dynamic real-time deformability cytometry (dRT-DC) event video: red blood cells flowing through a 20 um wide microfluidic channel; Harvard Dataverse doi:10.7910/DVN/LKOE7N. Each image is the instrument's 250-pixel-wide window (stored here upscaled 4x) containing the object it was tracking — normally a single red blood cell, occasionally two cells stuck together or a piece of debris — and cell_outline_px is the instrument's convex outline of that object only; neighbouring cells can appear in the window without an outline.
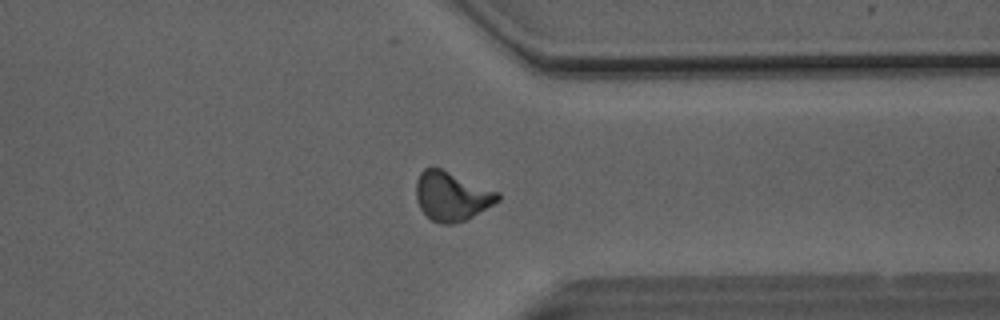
{"species": "Egyptian fruit bat (a non-hibernating species)", "species_latin": "Rousettus aegyptiacus", "temperature_condition": "room temperature", "stored_images_in_passage": 49, "camera_frame_rate_fps": 3000, "um_per_image_px": 0.085, "animal": {"sex": "male"}, "frame": {"image": 1, "passage_image": 38, "time_ms": 12.333, "image_size_px": [1000, 320], "cell_outline_px": [[500, 200], [472, 216], [464, 220], [452, 224], [440, 224], [432, 220], [420, 208], [416, 200], [416, 180], [420, 172], [424, 168], [440, 168], [500, 192]], "centroid_in_image_um": [38.38, 16.67], "position_along_channel_um": 373.0, "area_um2": 23.18}}
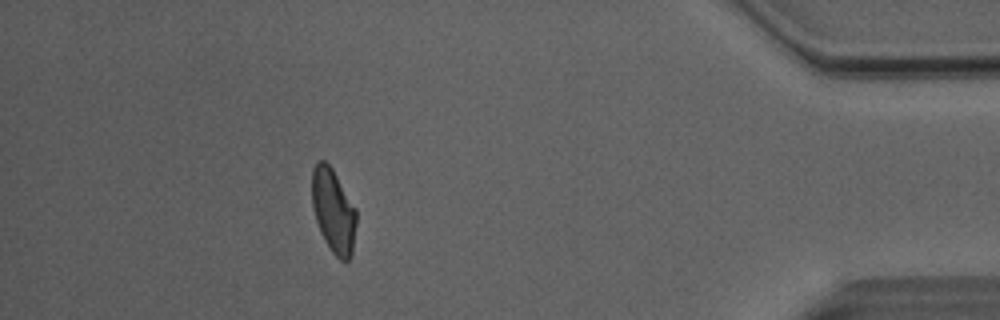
{"frame": {"image": 2, "passage_image": 44, "time_ms": 14.333, "image_size_px": [1000, 320], "cell_outline_px": [[356, 224], [352, 256], [344, 264], [332, 252], [324, 240], [320, 232], [312, 208], [312, 168], [320, 160], [324, 160], [332, 168], [356, 208]], "centroid_in_image_um": [28.34, 17.95], "position_along_channel_um": 406.9, "area_um2": 21.91}, "authors_computed_cell_mechanics": {"area_um2": 22.5998, "velocity_mm_per_s": 4.1007, "shape_relaxation_time_tau1_ms": 6.6184, "shape_relaxation_time_tau2_ms": 2.5685, "deformation_change_tau1": 0.1919, "deformation_change_tau2": 0.0978}}